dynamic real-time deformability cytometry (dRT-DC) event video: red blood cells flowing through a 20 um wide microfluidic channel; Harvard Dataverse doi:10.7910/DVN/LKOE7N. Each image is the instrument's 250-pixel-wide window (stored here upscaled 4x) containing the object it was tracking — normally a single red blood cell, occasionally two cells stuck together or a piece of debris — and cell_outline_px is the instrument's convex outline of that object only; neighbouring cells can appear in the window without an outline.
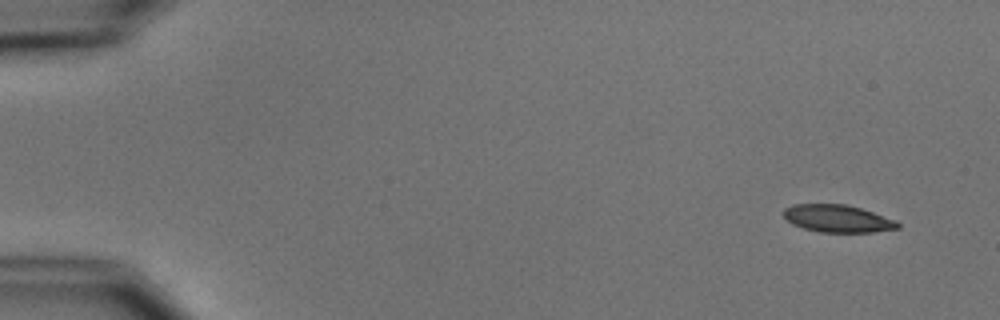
{"species": "common noctule bat (a hibernating species)", "species_latin": "Nyctalus noctula", "temperature_condition": "cold", "stored_images_in_passage": 6, "camera_frame_rate_fps": 3000, "um_per_image_px": 0.085, "animal": {"sex": "male", "body_mass_g": 15.6}, "frame": {"image": 1, "passage_image": 1, "time_ms": 0.0, "image_size_px": [1000, 320], "cell_outline_px": [[900, 228], [872, 232], [820, 232], [804, 228], [792, 224], [784, 216], [784, 208], [792, 204], [844, 204], [860, 208], [896, 220], [900, 224]], "centroid_in_image_um": [71.2, 18.58], "position_along_channel_um": 13.8, "area_um2": 18.15}}
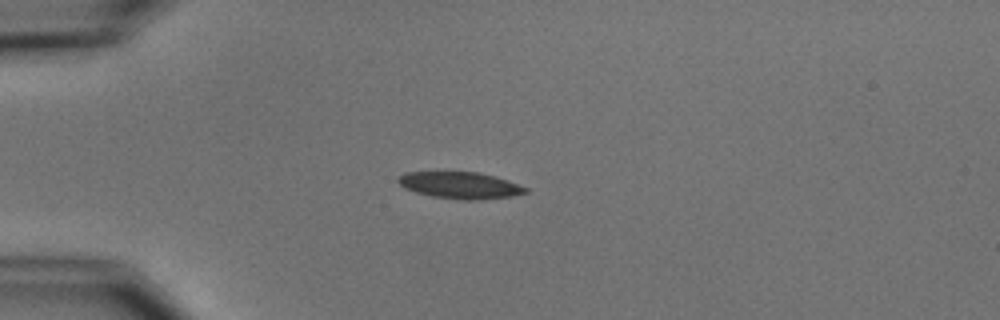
{"frame": {"image": 2, "passage_image": 4, "time_ms": 3.667, "image_size_px": [1000, 320], "cell_outline_px": [[528, 192], [512, 196], [480, 200], [464, 200], [432, 196], [416, 192], [404, 188], [396, 180], [404, 172], [480, 172], [528, 188]], "centroid_in_image_um": [39.08, 15.75], "position_along_channel_um": 45.9, "area_um2": 19.59}}